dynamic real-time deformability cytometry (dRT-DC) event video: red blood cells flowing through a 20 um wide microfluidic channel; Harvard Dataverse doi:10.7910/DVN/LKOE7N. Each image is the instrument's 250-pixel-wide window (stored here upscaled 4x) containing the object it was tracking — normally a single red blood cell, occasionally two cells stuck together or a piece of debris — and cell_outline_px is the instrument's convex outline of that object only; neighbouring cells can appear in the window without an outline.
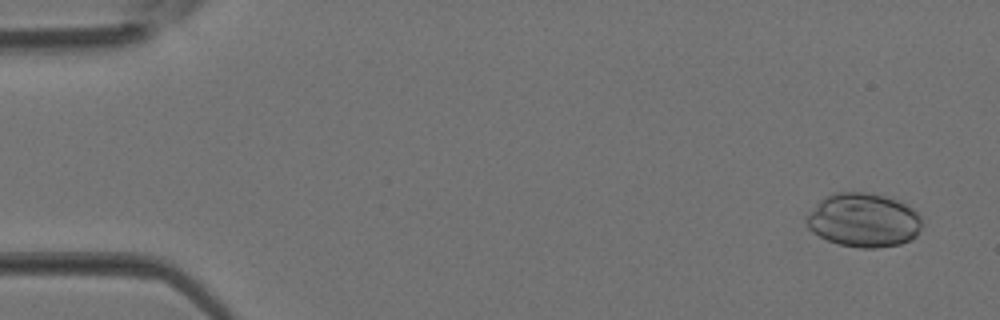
{"species": "Egyptian fruit bat (a non-hibernating species)", "species_latin": "Rousettus aegyptiacus", "temperature_condition": "room temperature", "stored_images_in_passage": 4, "camera_frame_rate_fps": 3000, "um_per_image_px": 0.085, "animal": {"sex": "female"}, "frame": {"image": 1, "passage_image": 1, "time_ms": 0.0, "image_size_px": [1000, 320], "cell_outline_px": [[920, 228], [916, 236], [900, 244], [876, 248], [860, 248], [840, 244], [828, 240], [812, 232], [808, 228], [808, 216], [820, 200], [824, 196], [832, 192], [872, 192], [900, 200], [912, 208], [920, 216]], "centroid_in_image_um": [73.42, 18.69], "position_along_channel_um": 11.6, "area_um2": 36.18}}